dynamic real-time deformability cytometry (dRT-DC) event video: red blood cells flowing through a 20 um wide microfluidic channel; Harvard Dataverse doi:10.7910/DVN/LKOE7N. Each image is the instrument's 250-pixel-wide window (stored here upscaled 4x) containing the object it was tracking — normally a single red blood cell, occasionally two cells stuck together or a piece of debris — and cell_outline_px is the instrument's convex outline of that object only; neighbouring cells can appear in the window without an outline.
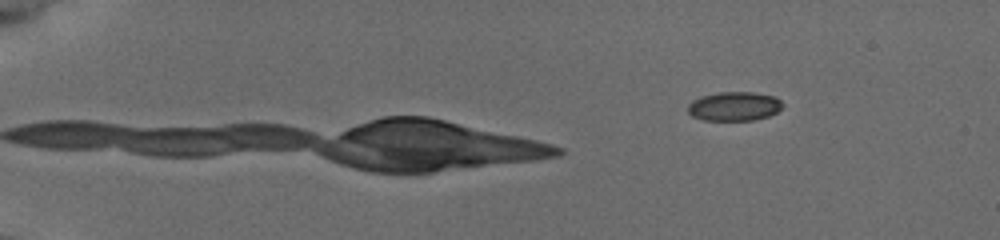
{"species": "common noctule bat (a hibernating species)", "species_latin": "Nyctalus noctula", "temperature_condition": "cold", "stored_images_in_passage": 7, "camera_frame_rate_fps": 3000, "um_per_image_px": 0.085, "animal": {"sex": "female", "body_mass_g": 19.5, "forearm_length_mm": 54.1}, "frame": {"image": 1, "passage_image": 7, "time_ms": 2.0, "image_size_px": [1000, 240], "cell_outline_px": [[784, 104], [776, 112], [768, 116], [752, 120], [704, 120], [692, 116], [688, 112], [688, 104], [692, 100], [700, 96], [720, 92], [752, 92], [776, 96]], "centroid_in_image_um": [62.4, 9.02], "position_along_channel_um": 22.6, "area_um2": 16.07}}